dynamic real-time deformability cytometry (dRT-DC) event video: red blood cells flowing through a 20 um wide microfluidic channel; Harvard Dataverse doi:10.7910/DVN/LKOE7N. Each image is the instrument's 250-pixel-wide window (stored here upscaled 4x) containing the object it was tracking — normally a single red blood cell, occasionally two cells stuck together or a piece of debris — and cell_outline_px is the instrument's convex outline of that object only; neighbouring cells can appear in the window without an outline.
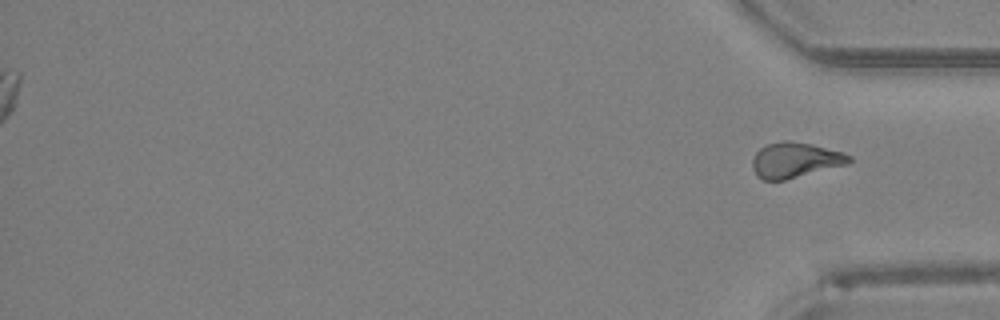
{"species": "Egyptian fruit bat (a non-hibernating species)", "species_latin": "Rousettus aegyptiacus", "temperature_condition": "room temperature", "stored_images_in_passage": 46, "segment_of_instrument_passage": [2, 2], "camera_frame_rate_fps": 3000, "um_per_image_px": 0.085, "animal": {"sex": "female"}, "frame": {"image": 1, "passage_image": 46, "time_ms": 15.0, "image_size_px": [1000, 320], "cell_outline_px": [[852, 160], [848, 164], [784, 180], [764, 180], [756, 176], [752, 168], [752, 160], [756, 152], [760, 148], [768, 144], [780, 140], [788, 140], [812, 144], [844, 152], [852, 156]], "centroid_in_image_um": [67.59, 13.6], "position_along_channel_um": 367.6, "area_um2": 20.06}}